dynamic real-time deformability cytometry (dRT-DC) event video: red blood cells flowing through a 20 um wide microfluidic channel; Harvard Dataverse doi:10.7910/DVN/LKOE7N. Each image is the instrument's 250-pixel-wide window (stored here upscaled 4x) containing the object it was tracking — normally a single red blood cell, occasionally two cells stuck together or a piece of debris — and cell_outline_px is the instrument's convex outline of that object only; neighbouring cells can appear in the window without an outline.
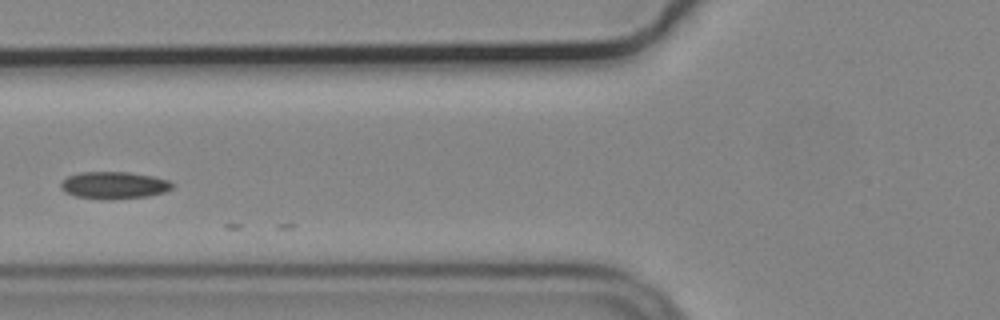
{"species": "common noctule bat (a hibernating species)", "species_latin": "Nyctalus noctula", "temperature_condition": "cold", "stored_images_in_passage": 24, "segment_of_instrument_passage": [2, 2], "camera_frame_rate_fps": 3000, "um_per_image_px": 0.085, "animal": {"sex": "male", "body_mass_g": 19.2, "forearm_length_mm": 51.8}, "frame": {"image": 1, "passage_image": 22, "time_ms": 7.0, "image_size_px": [1000, 320], "cell_outline_px": [[172, 188], [164, 192], [148, 196], [76, 196], [64, 192], [60, 188], [60, 184], [68, 176], [80, 172], [128, 172], [152, 176], [172, 180]], "centroid_in_image_um": [9.71, 15.68], "position_along_channel_um": 116.1, "area_um2": 16.65}}